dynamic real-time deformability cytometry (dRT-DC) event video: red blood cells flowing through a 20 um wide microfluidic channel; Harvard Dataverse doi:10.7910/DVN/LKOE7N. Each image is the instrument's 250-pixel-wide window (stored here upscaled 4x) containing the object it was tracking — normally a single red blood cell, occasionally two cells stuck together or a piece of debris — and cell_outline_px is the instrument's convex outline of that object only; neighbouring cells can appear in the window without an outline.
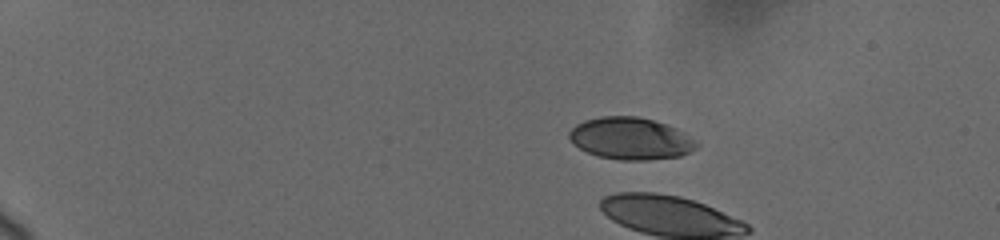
{"species": "human", "species_latin": "Homo sapiens", "temperature_condition": "cold", "stored_images_in_passage": 20, "camera_frame_rate_fps": 3000, "um_per_image_px": 0.085, "donor": {"sex": "female"}, "frame": {"image": 1, "passage_image": 9, "time_ms": 3.667, "image_size_px": [1000, 240], "cell_outline_px": [[700, 144], [696, 148], [680, 156], [648, 160], [620, 160], [596, 156], [572, 144], [568, 136], [568, 132], [576, 124], [584, 120], [600, 116], [636, 116], [652, 120], [676, 128], [684, 132]], "centroid_in_image_um": [53.57, 11.77], "position_along_channel_um": 31.4, "area_um2": 31.27}}